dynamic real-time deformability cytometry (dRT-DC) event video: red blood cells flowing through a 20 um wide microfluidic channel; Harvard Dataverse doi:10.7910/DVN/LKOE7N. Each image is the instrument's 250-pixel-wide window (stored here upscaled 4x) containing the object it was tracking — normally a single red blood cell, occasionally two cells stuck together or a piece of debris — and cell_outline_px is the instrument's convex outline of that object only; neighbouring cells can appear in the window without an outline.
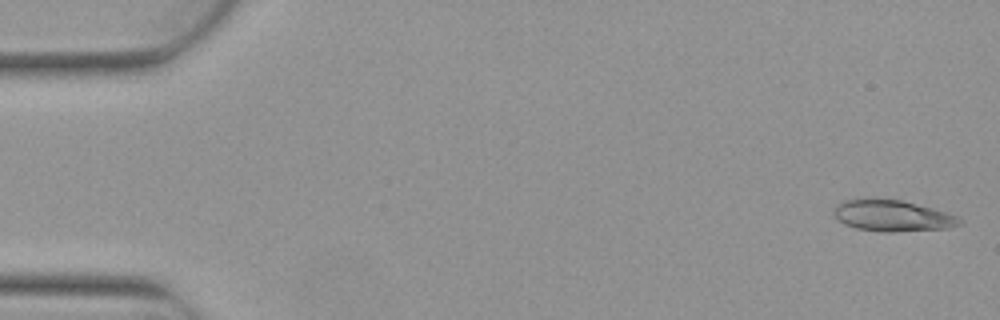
{"species": "Egyptian fruit bat (a non-hibernating species)", "species_latin": "Rousettus aegyptiacus", "temperature_condition": "warm", "stored_images_in_passage": 6, "camera_frame_rate_fps": 3000, "um_per_image_px": 0.085, "animal": {"sex": "female"}, "frame": {"image": 1, "passage_image": 1, "time_ms": 0.0, "image_size_px": [1000, 320], "cell_outline_px": [[964, 220], [960, 224], [948, 228], [892, 232], [880, 232], [856, 228], [844, 224], [832, 212], [832, 208], [844, 200], [868, 196], [904, 200], [948, 212], [960, 216]], "centroid_in_image_um": [75.85, 18.3], "position_along_channel_um": 9.1, "area_um2": 23.7}}
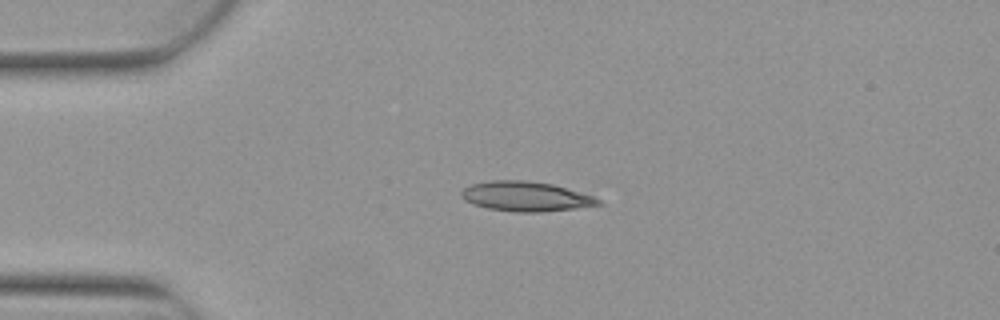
{"frame": {"image": 2, "passage_image": 4, "time_ms": 1.0, "image_size_px": [1000, 320], "cell_outline_px": [[604, 204], [576, 208], [540, 212], [512, 212], [488, 208], [472, 204], [464, 200], [460, 196], [460, 192], [464, 188], [472, 184], [488, 180], [524, 180], [552, 184], [592, 196], [600, 200]], "centroid_in_image_um": [44.64, 16.7], "position_along_channel_um": 40.4, "area_um2": 23.7}}
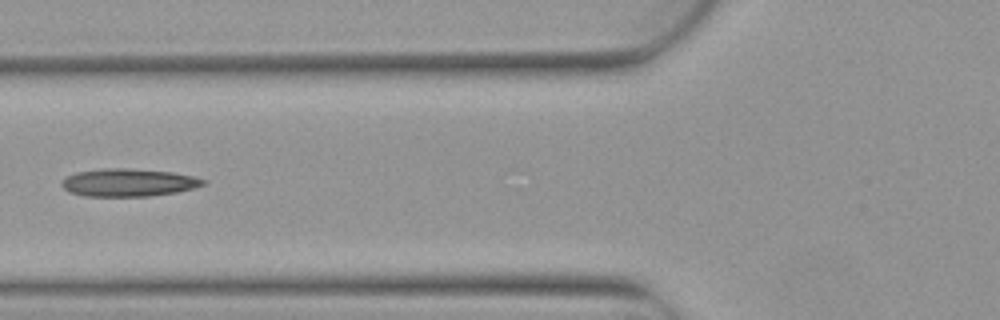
{"frame": {"image": 3, "passage_image": 6, "time_ms": 1.667, "image_size_px": [1000, 320], "cell_outline_px": [[208, 180], [204, 184], [192, 188], [176, 192], [148, 196], [84, 196], [68, 192], [60, 184], [60, 180], [76, 172], [104, 168], [124, 168], [172, 172], [196, 176]], "centroid_in_image_um": [10.9, 15.51], "position_along_channel_um": 114.9, "area_um2": 22.95}}